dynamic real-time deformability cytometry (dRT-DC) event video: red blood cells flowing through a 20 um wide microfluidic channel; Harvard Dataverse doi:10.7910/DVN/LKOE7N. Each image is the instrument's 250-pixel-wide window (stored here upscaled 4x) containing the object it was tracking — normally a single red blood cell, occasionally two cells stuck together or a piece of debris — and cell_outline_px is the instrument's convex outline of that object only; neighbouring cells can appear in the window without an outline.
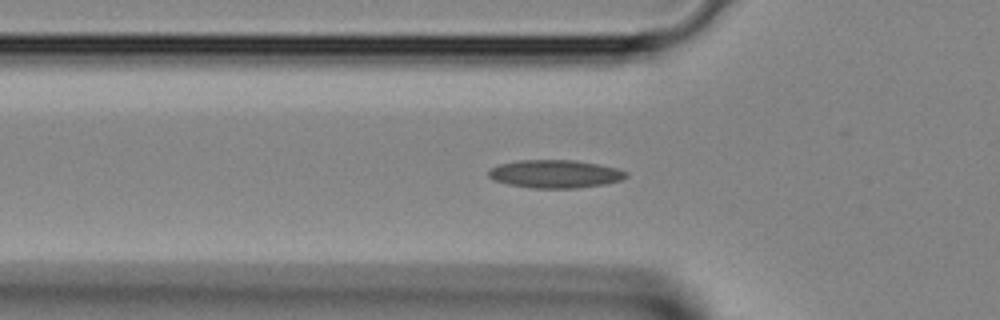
{"species": "Egyptian fruit bat (a non-hibernating species)", "species_latin": "Rousettus aegyptiacus", "temperature_condition": "room temperature", "stored_images_in_passage": 31, "camera_frame_rate_fps": 3000, "um_per_image_px": 0.085, "animal": {"sex": "female"}, "frame": {"image": 1, "passage_image": 3, "time_ms": 0.667, "image_size_px": [1000, 320], "cell_outline_px": [[628, 176], [620, 180], [604, 184], [576, 188], [532, 188], [508, 184], [496, 180], [488, 176], [488, 168], [500, 164], [516, 160], [576, 160], [600, 164], [616, 168], [628, 172]], "centroid_in_image_um": [47.18, 14.77], "position_along_channel_um": 78.6, "area_um2": 22.54}}
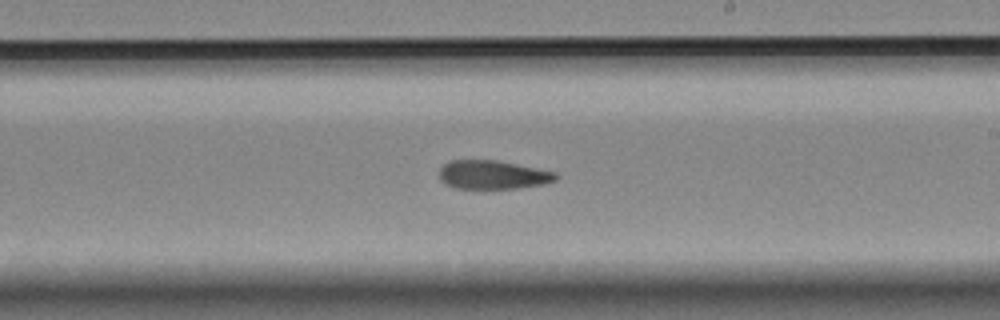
{"frame": {"image": 2, "passage_image": 13, "time_ms": 4.0, "image_size_px": [1000, 320], "cell_outline_px": [[560, 176], [556, 180], [540, 184], [516, 188], [456, 188], [444, 184], [440, 180], [440, 168], [448, 160], [496, 160], [556, 172]], "centroid_in_image_um": [41.86, 14.85], "position_along_channel_um": 247.1, "area_um2": 19.36}}
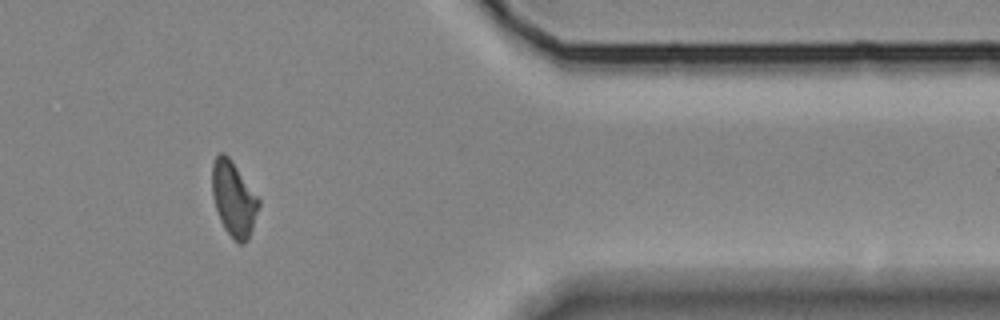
{"frame": {"image": 3, "passage_image": 23, "time_ms": 7.333, "image_size_px": [1000, 320], "cell_outline_px": [[260, 204], [248, 240], [244, 244], [240, 244], [224, 228], [220, 220], [212, 196], [212, 164], [216, 156], [220, 152], [224, 152], [232, 160], [260, 200]], "centroid_in_image_um": [19.85, 16.87], "position_along_channel_um": 391.5, "area_um2": 20.17}}